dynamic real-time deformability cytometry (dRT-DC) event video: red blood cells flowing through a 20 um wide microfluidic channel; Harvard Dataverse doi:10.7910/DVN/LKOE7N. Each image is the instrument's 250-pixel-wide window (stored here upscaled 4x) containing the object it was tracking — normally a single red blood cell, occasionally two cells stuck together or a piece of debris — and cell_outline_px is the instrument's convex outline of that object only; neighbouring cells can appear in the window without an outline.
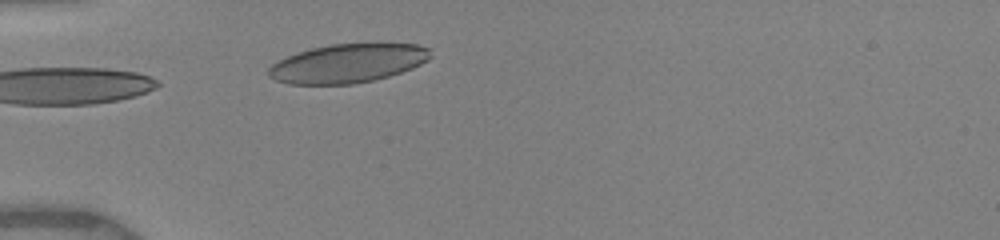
{"species": "human", "species_latin": "Homo sapiens", "temperature_condition": "warm", "stored_images_in_passage": 9, "camera_frame_rate_fps": 3000, "um_per_image_px": 0.085, "donor": {"sex": "female"}, "frame": {"image": 1, "passage_image": 1, "time_ms": 0.0, "image_size_px": [1000, 240], "cell_outline_px": [[432, 56], [428, 60], [412, 68], [388, 76], [372, 80], [352, 84], [288, 84], [276, 80], [268, 76], [268, 68], [276, 60], [312, 48], [332, 44], [376, 40], [416, 44], [432, 48]], "centroid_in_image_um": [29.64, 5.33], "position_along_channel_um": 55.4, "area_um2": 37.69}}
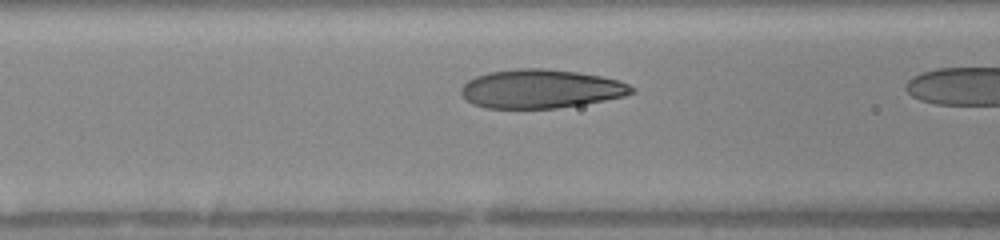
{"frame": {"image": 2, "passage_image": 7, "time_ms": 1.0, "image_size_px": [1000, 240], "cell_outline_px": [[636, 92], [624, 96], [604, 100], [556, 108], [484, 108], [472, 104], [460, 92], [460, 88], [468, 80], [476, 76], [488, 72], [516, 68], [548, 68], [576, 72], [600, 76], [620, 80], [636, 88]], "centroid_in_image_um": [45.96, 7.54], "position_along_channel_um": 120.6, "area_um2": 38.61}}